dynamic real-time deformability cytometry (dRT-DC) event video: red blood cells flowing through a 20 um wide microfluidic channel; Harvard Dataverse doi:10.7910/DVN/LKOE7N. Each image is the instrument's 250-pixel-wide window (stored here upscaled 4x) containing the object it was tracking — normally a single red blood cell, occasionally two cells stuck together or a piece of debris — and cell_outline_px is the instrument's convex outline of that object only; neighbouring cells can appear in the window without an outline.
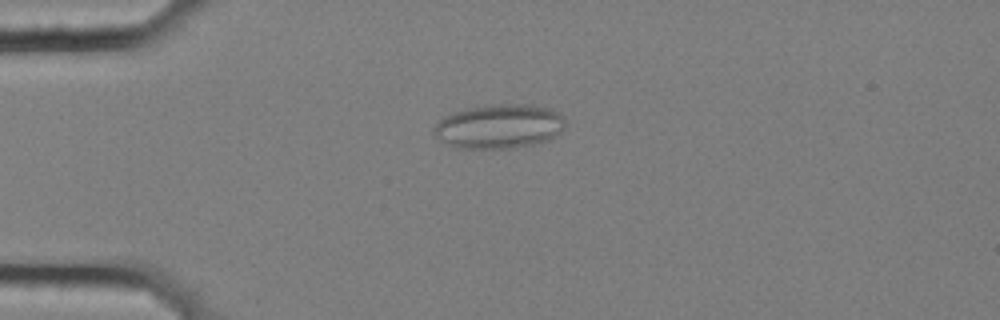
{"species": "common noctule bat (a hibernating species)", "species_latin": "Nyctalus noctula", "temperature_condition": "cold", "stored_images_in_passage": 45, "camera_frame_rate_fps": 3000, "um_per_image_px": 0.085, "animal": {"sex": "female", "body_mass_g": 25.1}, "frame": {"image": 1, "passage_image": 2, "time_ms": 0.333, "image_size_px": [1000, 320], "cell_outline_px": [[564, 128], [560, 136], [548, 140], [532, 144], [512, 148], [456, 148], [440, 140], [432, 132], [432, 128], [444, 116], [468, 108], [492, 104], [528, 104], [552, 108], [560, 112], [564, 116]], "centroid_in_image_um": [42.48, 10.73], "position_along_channel_um": 42.5, "area_um2": 34.22}}
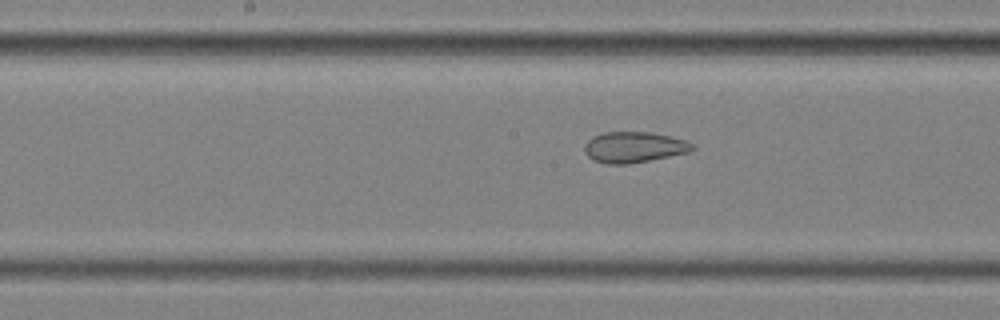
{"frame": {"image": 2, "passage_image": 17, "time_ms": 5.333, "image_size_px": [1000, 320], "cell_outline_px": [[696, 148], [688, 152], [628, 164], [608, 164], [592, 160], [584, 152], [584, 144], [592, 136], [604, 132], [652, 132], [688, 140], [696, 144]], "centroid_in_image_um": [53.89, 12.5], "position_along_channel_um": 194.3, "area_um2": 19.54}}
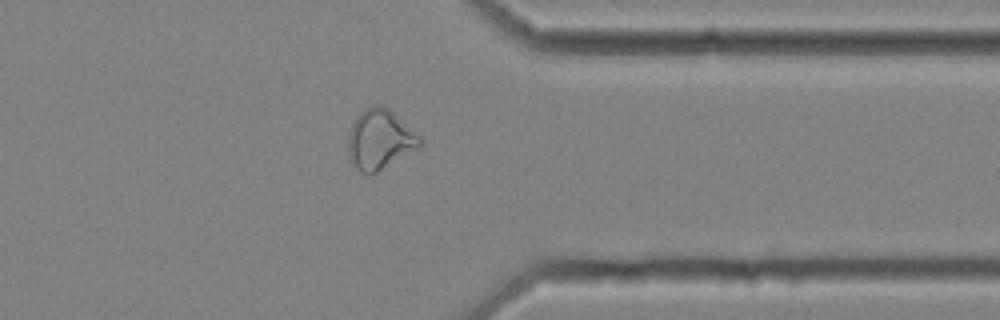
{"frame": {"image": 3, "passage_image": 33, "time_ms": 10.667, "image_size_px": [1000, 320], "cell_outline_px": [[424, 140], [416, 148], [372, 176], [364, 172], [356, 164], [348, 148], [348, 132], [356, 116], [364, 108], [376, 104], [388, 108], [420, 136]], "centroid_in_image_um": [32.29, 11.82], "position_along_channel_um": 379.1, "area_um2": 24.39}, "authors_computed_cell_mechanics": {"area_um2": 23.5824, "velocity_mm_per_s": 3.5502, "shape_relaxation_time_tau1_ms": null, "shape_relaxation_time_tau2_ms": 2.0054, "deformation_change_tau1": null, "deformation_change_tau2": 0.099}}